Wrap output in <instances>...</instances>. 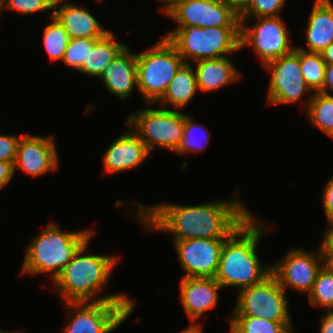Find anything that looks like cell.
Returning <instances> with one entry per match:
<instances>
[{"label":"cell","instance_id":"obj_11","mask_svg":"<svg viewBox=\"0 0 333 333\" xmlns=\"http://www.w3.org/2000/svg\"><path fill=\"white\" fill-rule=\"evenodd\" d=\"M271 72L267 101L269 104L297 103L311 89L307 86L300 66V49L296 48L265 66Z\"/></svg>","mask_w":333,"mask_h":333},{"label":"cell","instance_id":"obj_3","mask_svg":"<svg viewBox=\"0 0 333 333\" xmlns=\"http://www.w3.org/2000/svg\"><path fill=\"white\" fill-rule=\"evenodd\" d=\"M91 237L81 245L72 259L53 281L55 289L65 302L82 301H133L122 293L98 297L112 276L118 256L85 255Z\"/></svg>","mask_w":333,"mask_h":333},{"label":"cell","instance_id":"obj_34","mask_svg":"<svg viewBox=\"0 0 333 333\" xmlns=\"http://www.w3.org/2000/svg\"><path fill=\"white\" fill-rule=\"evenodd\" d=\"M323 191V210L328 222L333 220V175L324 186Z\"/></svg>","mask_w":333,"mask_h":333},{"label":"cell","instance_id":"obj_13","mask_svg":"<svg viewBox=\"0 0 333 333\" xmlns=\"http://www.w3.org/2000/svg\"><path fill=\"white\" fill-rule=\"evenodd\" d=\"M178 26L240 27L239 12L219 0H189L168 15Z\"/></svg>","mask_w":333,"mask_h":333},{"label":"cell","instance_id":"obj_9","mask_svg":"<svg viewBox=\"0 0 333 333\" xmlns=\"http://www.w3.org/2000/svg\"><path fill=\"white\" fill-rule=\"evenodd\" d=\"M238 299L229 316L259 317L273 322L292 323L285 290L270 274L261 283L238 290Z\"/></svg>","mask_w":333,"mask_h":333},{"label":"cell","instance_id":"obj_7","mask_svg":"<svg viewBox=\"0 0 333 333\" xmlns=\"http://www.w3.org/2000/svg\"><path fill=\"white\" fill-rule=\"evenodd\" d=\"M69 323L64 333H111L134 311V301L65 302Z\"/></svg>","mask_w":333,"mask_h":333},{"label":"cell","instance_id":"obj_46","mask_svg":"<svg viewBox=\"0 0 333 333\" xmlns=\"http://www.w3.org/2000/svg\"><path fill=\"white\" fill-rule=\"evenodd\" d=\"M3 3H4V0H0V8L3 5Z\"/></svg>","mask_w":333,"mask_h":333},{"label":"cell","instance_id":"obj_29","mask_svg":"<svg viewBox=\"0 0 333 333\" xmlns=\"http://www.w3.org/2000/svg\"><path fill=\"white\" fill-rule=\"evenodd\" d=\"M309 303L331 311L333 308V272L326 266L318 271L313 288L308 294Z\"/></svg>","mask_w":333,"mask_h":333},{"label":"cell","instance_id":"obj_12","mask_svg":"<svg viewBox=\"0 0 333 333\" xmlns=\"http://www.w3.org/2000/svg\"><path fill=\"white\" fill-rule=\"evenodd\" d=\"M318 252L290 249L280 262L271 265V274L285 291L289 287L308 295L313 288L318 271L324 265L321 247Z\"/></svg>","mask_w":333,"mask_h":333},{"label":"cell","instance_id":"obj_2","mask_svg":"<svg viewBox=\"0 0 333 333\" xmlns=\"http://www.w3.org/2000/svg\"><path fill=\"white\" fill-rule=\"evenodd\" d=\"M264 232V225L251 215L225 240L215 275L222 288L241 290L261 283L271 274V266L263 267L256 252Z\"/></svg>","mask_w":333,"mask_h":333},{"label":"cell","instance_id":"obj_15","mask_svg":"<svg viewBox=\"0 0 333 333\" xmlns=\"http://www.w3.org/2000/svg\"><path fill=\"white\" fill-rule=\"evenodd\" d=\"M53 136L22 134L17 147L14 172L21 170L33 177L42 176L58 168V152Z\"/></svg>","mask_w":333,"mask_h":333},{"label":"cell","instance_id":"obj_36","mask_svg":"<svg viewBox=\"0 0 333 333\" xmlns=\"http://www.w3.org/2000/svg\"><path fill=\"white\" fill-rule=\"evenodd\" d=\"M329 91L333 92V64H327L325 69V79L321 93L330 95Z\"/></svg>","mask_w":333,"mask_h":333},{"label":"cell","instance_id":"obj_10","mask_svg":"<svg viewBox=\"0 0 333 333\" xmlns=\"http://www.w3.org/2000/svg\"><path fill=\"white\" fill-rule=\"evenodd\" d=\"M240 49L251 46L263 67L277 58L292 52L289 32L282 17L239 18ZM249 19H256L253 26H248Z\"/></svg>","mask_w":333,"mask_h":333},{"label":"cell","instance_id":"obj_44","mask_svg":"<svg viewBox=\"0 0 333 333\" xmlns=\"http://www.w3.org/2000/svg\"><path fill=\"white\" fill-rule=\"evenodd\" d=\"M54 4H56V3H59V2H63V1H65V0H51Z\"/></svg>","mask_w":333,"mask_h":333},{"label":"cell","instance_id":"obj_20","mask_svg":"<svg viewBox=\"0 0 333 333\" xmlns=\"http://www.w3.org/2000/svg\"><path fill=\"white\" fill-rule=\"evenodd\" d=\"M306 52L321 53L333 42V3L331 0H315L307 22Z\"/></svg>","mask_w":333,"mask_h":333},{"label":"cell","instance_id":"obj_14","mask_svg":"<svg viewBox=\"0 0 333 333\" xmlns=\"http://www.w3.org/2000/svg\"><path fill=\"white\" fill-rule=\"evenodd\" d=\"M227 238L174 241L183 277L215 278L223 244Z\"/></svg>","mask_w":333,"mask_h":333},{"label":"cell","instance_id":"obj_6","mask_svg":"<svg viewBox=\"0 0 333 333\" xmlns=\"http://www.w3.org/2000/svg\"><path fill=\"white\" fill-rule=\"evenodd\" d=\"M184 64L177 49L166 39L137 54L138 86L147 104L156 103L165 93L170 81Z\"/></svg>","mask_w":333,"mask_h":333},{"label":"cell","instance_id":"obj_25","mask_svg":"<svg viewBox=\"0 0 333 333\" xmlns=\"http://www.w3.org/2000/svg\"><path fill=\"white\" fill-rule=\"evenodd\" d=\"M227 319H230V333H293L292 323L249 316H229Z\"/></svg>","mask_w":333,"mask_h":333},{"label":"cell","instance_id":"obj_33","mask_svg":"<svg viewBox=\"0 0 333 333\" xmlns=\"http://www.w3.org/2000/svg\"><path fill=\"white\" fill-rule=\"evenodd\" d=\"M21 136L0 134V161L12 162L14 164L17 147Z\"/></svg>","mask_w":333,"mask_h":333},{"label":"cell","instance_id":"obj_30","mask_svg":"<svg viewBox=\"0 0 333 333\" xmlns=\"http://www.w3.org/2000/svg\"><path fill=\"white\" fill-rule=\"evenodd\" d=\"M98 40L89 38L70 39L62 62L74 70L80 71L87 62L88 47H93Z\"/></svg>","mask_w":333,"mask_h":333},{"label":"cell","instance_id":"obj_37","mask_svg":"<svg viewBox=\"0 0 333 333\" xmlns=\"http://www.w3.org/2000/svg\"><path fill=\"white\" fill-rule=\"evenodd\" d=\"M320 320V333H333V312L327 311Z\"/></svg>","mask_w":333,"mask_h":333},{"label":"cell","instance_id":"obj_18","mask_svg":"<svg viewBox=\"0 0 333 333\" xmlns=\"http://www.w3.org/2000/svg\"><path fill=\"white\" fill-rule=\"evenodd\" d=\"M53 15L69 34L70 39H101L109 32L88 9L73 2L63 1L54 4Z\"/></svg>","mask_w":333,"mask_h":333},{"label":"cell","instance_id":"obj_26","mask_svg":"<svg viewBox=\"0 0 333 333\" xmlns=\"http://www.w3.org/2000/svg\"><path fill=\"white\" fill-rule=\"evenodd\" d=\"M52 22L43 31V44L50 61H62L70 37L61 23L53 15Z\"/></svg>","mask_w":333,"mask_h":333},{"label":"cell","instance_id":"obj_5","mask_svg":"<svg viewBox=\"0 0 333 333\" xmlns=\"http://www.w3.org/2000/svg\"><path fill=\"white\" fill-rule=\"evenodd\" d=\"M178 51L184 63L227 57L240 50V27L177 26L164 36Z\"/></svg>","mask_w":333,"mask_h":333},{"label":"cell","instance_id":"obj_35","mask_svg":"<svg viewBox=\"0 0 333 333\" xmlns=\"http://www.w3.org/2000/svg\"><path fill=\"white\" fill-rule=\"evenodd\" d=\"M15 175L12 162L0 161V190L8 185Z\"/></svg>","mask_w":333,"mask_h":333},{"label":"cell","instance_id":"obj_45","mask_svg":"<svg viewBox=\"0 0 333 333\" xmlns=\"http://www.w3.org/2000/svg\"><path fill=\"white\" fill-rule=\"evenodd\" d=\"M0 333H18V331L17 332L16 331L15 332H10V331L9 332H5L3 330L1 331V329H0Z\"/></svg>","mask_w":333,"mask_h":333},{"label":"cell","instance_id":"obj_23","mask_svg":"<svg viewBox=\"0 0 333 333\" xmlns=\"http://www.w3.org/2000/svg\"><path fill=\"white\" fill-rule=\"evenodd\" d=\"M126 46L124 43L116 42L114 34L108 32L93 47H88L87 62L79 72L91 77H100L106 66Z\"/></svg>","mask_w":333,"mask_h":333},{"label":"cell","instance_id":"obj_16","mask_svg":"<svg viewBox=\"0 0 333 333\" xmlns=\"http://www.w3.org/2000/svg\"><path fill=\"white\" fill-rule=\"evenodd\" d=\"M130 129L117 138L104 152L102 159L104 173H116L137 168L152 153L132 131L133 129Z\"/></svg>","mask_w":333,"mask_h":333},{"label":"cell","instance_id":"obj_38","mask_svg":"<svg viewBox=\"0 0 333 333\" xmlns=\"http://www.w3.org/2000/svg\"><path fill=\"white\" fill-rule=\"evenodd\" d=\"M324 257V266L333 272V246H320Z\"/></svg>","mask_w":333,"mask_h":333},{"label":"cell","instance_id":"obj_17","mask_svg":"<svg viewBox=\"0 0 333 333\" xmlns=\"http://www.w3.org/2000/svg\"><path fill=\"white\" fill-rule=\"evenodd\" d=\"M221 288L215 278L182 277L180 300L191 321H197L205 312L216 306Z\"/></svg>","mask_w":333,"mask_h":333},{"label":"cell","instance_id":"obj_19","mask_svg":"<svg viewBox=\"0 0 333 333\" xmlns=\"http://www.w3.org/2000/svg\"><path fill=\"white\" fill-rule=\"evenodd\" d=\"M130 50V47L126 46L106 66L99 77V79L103 80L106 89L121 99L130 97L135 87L138 86L137 54H134Z\"/></svg>","mask_w":333,"mask_h":333},{"label":"cell","instance_id":"obj_39","mask_svg":"<svg viewBox=\"0 0 333 333\" xmlns=\"http://www.w3.org/2000/svg\"><path fill=\"white\" fill-rule=\"evenodd\" d=\"M163 4V7H161V12L163 14L168 15L176 6H178L180 3L189 1V0H158Z\"/></svg>","mask_w":333,"mask_h":333},{"label":"cell","instance_id":"obj_4","mask_svg":"<svg viewBox=\"0 0 333 333\" xmlns=\"http://www.w3.org/2000/svg\"><path fill=\"white\" fill-rule=\"evenodd\" d=\"M93 231L63 232L56 223H49L27 246L22 264L23 274H50L52 282L72 259Z\"/></svg>","mask_w":333,"mask_h":333},{"label":"cell","instance_id":"obj_40","mask_svg":"<svg viewBox=\"0 0 333 333\" xmlns=\"http://www.w3.org/2000/svg\"><path fill=\"white\" fill-rule=\"evenodd\" d=\"M328 230L324 231L323 241L320 246H333V220L328 222Z\"/></svg>","mask_w":333,"mask_h":333},{"label":"cell","instance_id":"obj_27","mask_svg":"<svg viewBox=\"0 0 333 333\" xmlns=\"http://www.w3.org/2000/svg\"><path fill=\"white\" fill-rule=\"evenodd\" d=\"M326 63L320 53L306 52L300 49L302 75L311 91L321 92L325 79Z\"/></svg>","mask_w":333,"mask_h":333},{"label":"cell","instance_id":"obj_24","mask_svg":"<svg viewBox=\"0 0 333 333\" xmlns=\"http://www.w3.org/2000/svg\"><path fill=\"white\" fill-rule=\"evenodd\" d=\"M306 103L309 122L333 139V96L313 92Z\"/></svg>","mask_w":333,"mask_h":333},{"label":"cell","instance_id":"obj_31","mask_svg":"<svg viewBox=\"0 0 333 333\" xmlns=\"http://www.w3.org/2000/svg\"><path fill=\"white\" fill-rule=\"evenodd\" d=\"M286 0H247L239 18H260L280 16Z\"/></svg>","mask_w":333,"mask_h":333},{"label":"cell","instance_id":"obj_1","mask_svg":"<svg viewBox=\"0 0 333 333\" xmlns=\"http://www.w3.org/2000/svg\"><path fill=\"white\" fill-rule=\"evenodd\" d=\"M212 201L196 206L158 203L145 206L138 203L139 220L145 229L167 232L174 241L197 238H228L251 215L238 199Z\"/></svg>","mask_w":333,"mask_h":333},{"label":"cell","instance_id":"obj_22","mask_svg":"<svg viewBox=\"0 0 333 333\" xmlns=\"http://www.w3.org/2000/svg\"><path fill=\"white\" fill-rule=\"evenodd\" d=\"M198 91L196 74L192 66L184 63L170 81L167 90L157 101L161 105H171L176 110L189 104Z\"/></svg>","mask_w":333,"mask_h":333},{"label":"cell","instance_id":"obj_43","mask_svg":"<svg viewBox=\"0 0 333 333\" xmlns=\"http://www.w3.org/2000/svg\"><path fill=\"white\" fill-rule=\"evenodd\" d=\"M180 333H203L202 332V326L200 325L199 322L195 323L191 321V324L188 328L184 329Z\"/></svg>","mask_w":333,"mask_h":333},{"label":"cell","instance_id":"obj_42","mask_svg":"<svg viewBox=\"0 0 333 333\" xmlns=\"http://www.w3.org/2000/svg\"><path fill=\"white\" fill-rule=\"evenodd\" d=\"M219 1L223 2L224 4L232 6L237 12L240 13L245 7L247 0H219Z\"/></svg>","mask_w":333,"mask_h":333},{"label":"cell","instance_id":"obj_21","mask_svg":"<svg viewBox=\"0 0 333 333\" xmlns=\"http://www.w3.org/2000/svg\"><path fill=\"white\" fill-rule=\"evenodd\" d=\"M228 57L204 59L196 62L194 71L198 91L218 90L241 78V73Z\"/></svg>","mask_w":333,"mask_h":333},{"label":"cell","instance_id":"obj_32","mask_svg":"<svg viewBox=\"0 0 333 333\" xmlns=\"http://www.w3.org/2000/svg\"><path fill=\"white\" fill-rule=\"evenodd\" d=\"M54 3L51 0H4L3 5L0 8L2 10H13L22 15H28L32 13L45 12L48 15L53 16ZM52 10V13L47 12Z\"/></svg>","mask_w":333,"mask_h":333},{"label":"cell","instance_id":"obj_41","mask_svg":"<svg viewBox=\"0 0 333 333\" xmlns=\"http://www.w3.org/2000/svg\"><path fill=\"white\" fill-rule=\"evenodd\" d=\"M322 59L326 64H333V42L321 53Z\"/></svg>","mask_w":333,"mask_h":333},{"label":"cell","instance_id":"obj_8","mask_svg":"<svg viewBox=\"0 0 333 333\" xmlns=\"http://www.w3.org/2000/svg\"><path fill=\"white\" fill-rule=\"evenodd\" d=\"M126 120V126L134 129L150 152L154 146L174 152L183 137L185 114L180 110L144 108Z\"/></svg>","mask_w":333,"mask_h":333},{"label":"cell","instance_id":"obj_28","mask_svg":"<svg viewBox=\"0 0 333 333\" xmlns=\"http://www.w3.org/2000/svg\"><path fill=\"white\" fill-rule=\"evenodd\" d=\"M204 129V130H203ZM199 130L201 132H199ZM199 134L204 133L206 138H199L203 135H196V133ZM197 137V138H196ZM210 135L208 132V129L206 130L202 125L197 124L193 119L191 115L185 114V125L183 129V137L180 139V142L178 144V147L174 151V153L184 155L188 152H201L204 150L210 141ZM202 141V142H201Z\"/></svg>","mask_w":333,"mask_h":333}]
</instances>
